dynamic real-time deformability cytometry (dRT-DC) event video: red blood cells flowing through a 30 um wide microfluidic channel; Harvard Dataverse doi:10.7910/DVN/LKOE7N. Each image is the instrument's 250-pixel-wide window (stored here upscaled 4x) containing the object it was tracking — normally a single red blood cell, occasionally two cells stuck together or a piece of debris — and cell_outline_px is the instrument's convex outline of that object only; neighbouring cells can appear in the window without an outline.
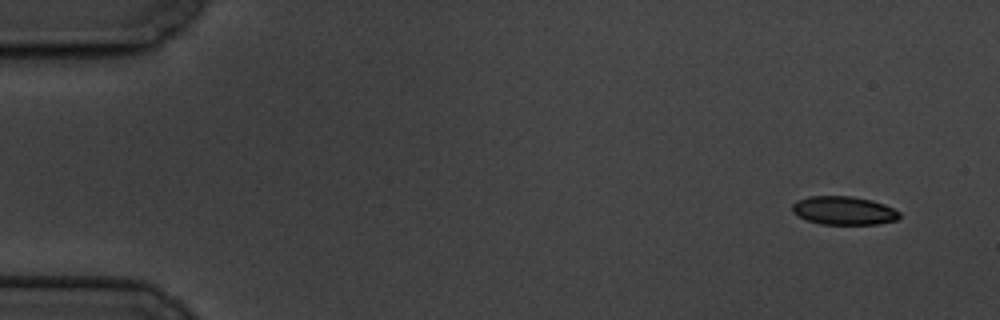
{"species": "common noctule bat (a hibernating species)", "species_latin": "Nyctalus noctula", "temperature_condition": "cold", "stored_images_in_passage": 13, "camera_frame_rate_fps": 3000, "um_per_image_px": 0.085, "animal": {"sex": "male", "body_mass_g": 19.5, "forearm_length_mm": 54.6}, "frame": {"image": 1, "passage_image": 1, "time_ms": 0.0, "image_size_px": [1000, 320], "cell_outline_px": [[900, 216], [896, 220], [876, 224], [820, 224], [808, 220], [792, 212], [792, 204], [796, 200], [808, 196], [852, 196], [872, 200], [884, 204], [900, 212]], "centroid_in_image_um": [71.71, 17.89], "position_along_channel_um": 13.3, "area_um2": 17.74}}
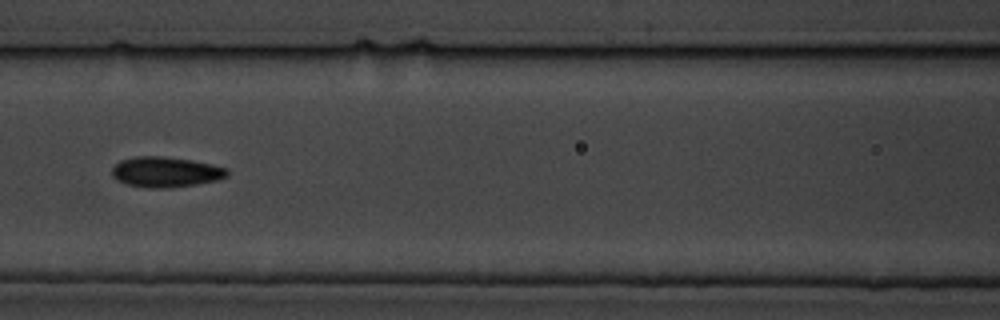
{"frame": {"image": 2, "passage_image": 7, "time_ms": 7.667, "image_size_px": [1000, 320], "cell_outline_px": [[228, 176], [216, 180], [196, 184], [164, 188], [148, 188], [124, 184], [116, 180], [112, 176], [112, 168], [120, 160], [136, 156], [160, 156], [192, 160], [212, 164], [228, 168]], "centroid_in_image_um": [14.06, 14.62], "position_along_channel_um": 152.5, "area_um2": 20.46}}
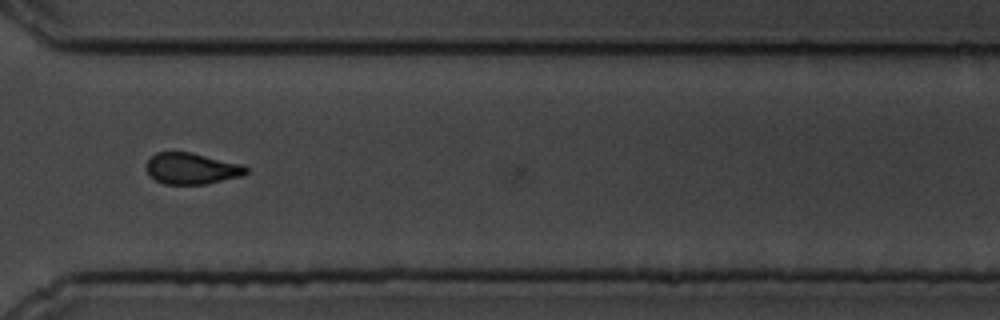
{"frame": {"image": 3, "passage_image": 12, "time_ms": 13.667, "image_size_px": [1000, 320], "cell_outline_px": [[248, 172], [240, 176], [204, 184], [164, 184], [156, 180], [144, 168], [144, 164], [156, 152], [192, 152], [244, 164], [248, 168]], "centroid_in_image_um": [16.29, 14.31], "position_along_channel_um": 354.3, "area_um2": 18.26}}